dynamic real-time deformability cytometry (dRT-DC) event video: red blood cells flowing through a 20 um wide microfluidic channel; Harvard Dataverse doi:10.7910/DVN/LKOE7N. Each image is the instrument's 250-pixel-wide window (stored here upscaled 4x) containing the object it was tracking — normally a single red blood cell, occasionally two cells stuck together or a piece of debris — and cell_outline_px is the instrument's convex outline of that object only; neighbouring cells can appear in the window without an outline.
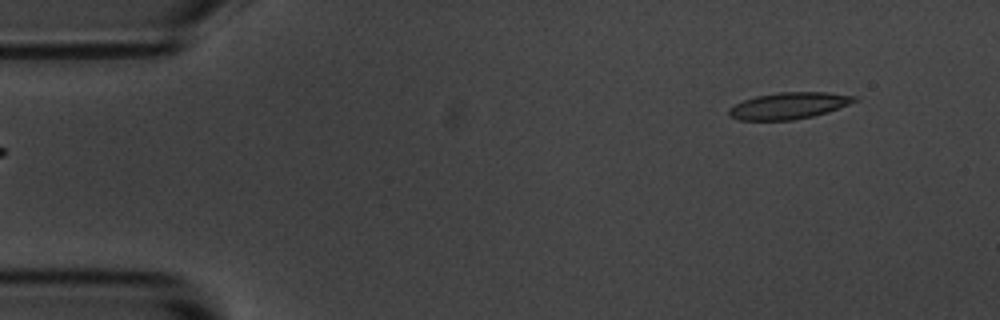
{"species": "common noctule bat (a hibernating species)", "species_latin": "Nyctalus noctula", "temperature_condition": "room temperature", "stored_images_in_passage": 6, "segment_of_instrument_passage": [2, 2], "camera_frame_rate_fps": 3000, "um_per_image_px": 0.085, "animal": {"sex": "male", "body_mass_g": 20.1, "forearm_length_mm": 53.5}, "frame": {"image": 1, "passage_image": 6, "time_ms": 1.667, "image_size_px": [1000, 320], "cell_outline_px": [[860, 100], [828, 112], [812, 116], [792, 120], [740, 120], [728, 116], [728, 108], [744, 100], [756, 96], [780, 92], [828, 92], [856, 96]], "centroid_in_image_um": [67.06, 8.98], "position_along_channel_um": 17.9, "area_um2": 19.48}}